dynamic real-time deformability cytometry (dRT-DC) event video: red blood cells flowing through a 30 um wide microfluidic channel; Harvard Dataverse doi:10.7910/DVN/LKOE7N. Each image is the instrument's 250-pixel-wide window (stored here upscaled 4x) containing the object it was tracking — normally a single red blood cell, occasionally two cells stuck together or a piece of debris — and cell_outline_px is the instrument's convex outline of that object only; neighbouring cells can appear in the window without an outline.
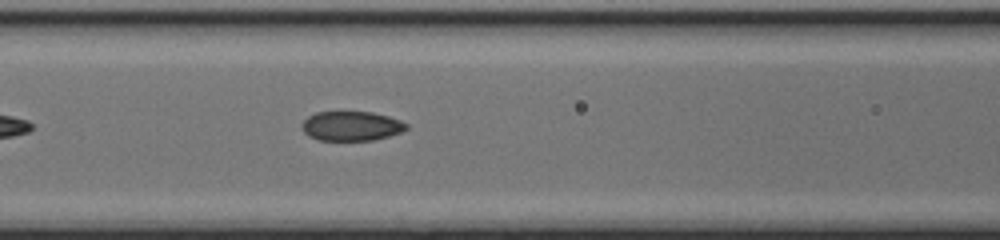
{"species": "common noctule bat (a hibernating species)", "species_latin": "Nyctalus noctula", "temperature_condition": "cold", "stored_images_in_passage": 15, "camera_frame_rate_fps": 3000, "um_per_image_px": 0.085, "animal": {"sex": "female", "body_mass_g": 17.0, "forearm_length_mm": 48.0}, "frame": {"image": 1, "passage_image": 7, "time_ms": 2.0, "image_size_px": [1000, 240], "cell_outline_px": [[408, 128], [400, 132], [388, 136], [372, 140], [316, 140], [308, 136], [304, 132], [300, 124], [308, 116], [316, 112], [372, 112], [388, 116], [400, 120], [408, 124]], "centroid_in_image_um": [29.84, 10.71], "position_along_channel_um": 136.8, "area_um2": 17.98}}